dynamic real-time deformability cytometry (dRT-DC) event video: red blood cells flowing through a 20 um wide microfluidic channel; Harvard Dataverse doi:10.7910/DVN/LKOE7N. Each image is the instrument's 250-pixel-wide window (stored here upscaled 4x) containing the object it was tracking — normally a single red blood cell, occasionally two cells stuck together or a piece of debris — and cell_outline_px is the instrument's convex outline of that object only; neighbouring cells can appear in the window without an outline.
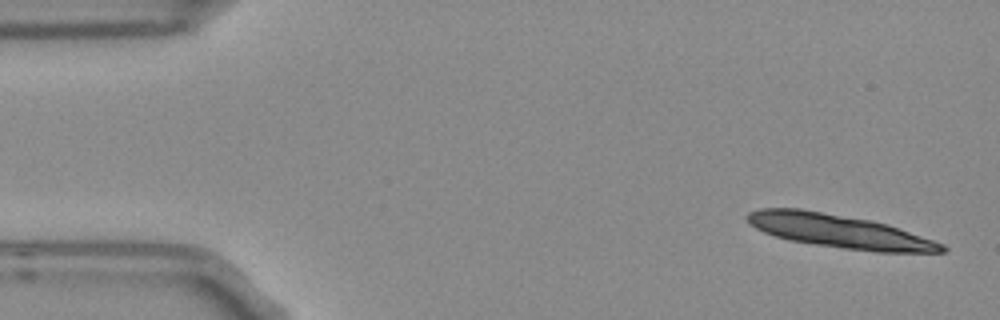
{"species": "Egyptian fruit bat (a non-hibernating species)", "species_latin": "Rousettus aegyptiacus", "temperature_condition": "room temperature", "stored_images_in_passage": 4, "camera_frame_rate_fps": 3000, "um_per_image_px": 0.085, "frame": {"image": 1, "passage_image": 1, "time_ms": 0.0, "image_size_px": [1000, 320], "cell_outline_px": [[948, 248], [944, 252], [876, 252], [844, 248], [788, 240], [764, 232], [748, 224], [744, 216], [748, 212], [760, 208], [800, 208], [872, 220], [888, 224], [944, 244]], "centroid_in_image_um": [71.31, 19.64], "position_along_channel_um": 13.7, "area_um2": 37.92}}
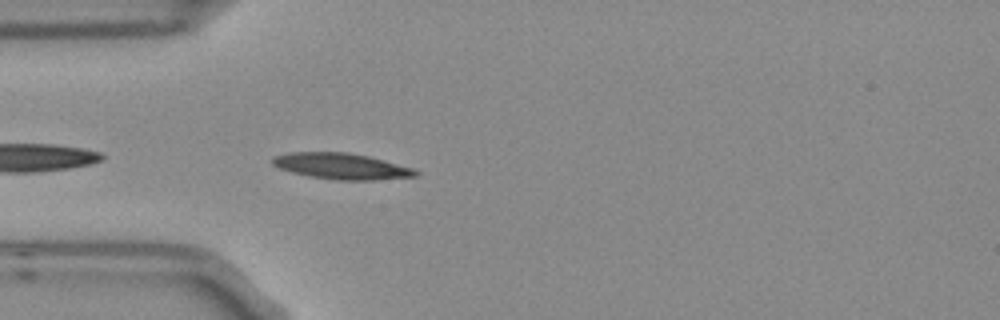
{"frame": {"image": 2, "passage_image": 4, "time_ms": 1.0, "image_size_px": [1000, 320], "cell_outline_px": [[420, 172], [416, 176], [372, 180], [336, 180], [312, 176], [292, 172], [280, 168], [272, 164], [272, 160], [276, 156], [292, 152], [348, 152], [368, 156], [412, 168]], "centroid_in_image_um": [29.03, 14.12], "position_along_channel_um": 56.0, "area_um2": 21.33}}